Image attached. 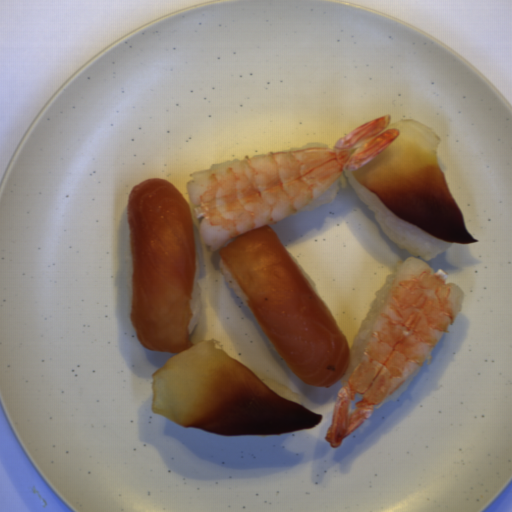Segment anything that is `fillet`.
<instances>
[{
	"label": "fillet",
	"mask_w": 512,
	"mask_h": 512,
	"mask_svg": "<svg viewBox=\"0 0 512 512\" xmlns=\"http://www.w3.org/2000/svg\"><path fill=\"white\" fill-rule=\"evenodd\" d=\"M399 135L379 155L352 170L394 215L452 244L479 242L468 231L438 162L442 139L429 126L411 119L387 125Z\"/></svg>",
	"instance_id": "3"
},
{
	"label": "fillet",
	"mask_w": 512,
	"mask_h": 512,
	"mask_svg": "<svg viewBox=\"0 0 512 512\" xmlns=\"http://www.w3.org/2000/svg\"><path fill=\"white\" fill-rule=\"evenodd\" d=\"M250 371L253 372L271 391L284 399L303 407L301 394L293 392L284 383L275 381L259 372L253 370Z\"/></svg>",
	"instance_id": "4"
},
{
	"label": "fillet",
	"mask_w": 512,
	"mask_h": 512,
	"mask_svg": "<svg viewBox=\"0 0 512 512\" xmlns=\"http://www.w3.org/2000/svg\"><path fill=\"white\" fill-rule=\"evenodd\" d=\"M130 322L143 348L176 353L151 376L152 412L224 436L294 433L323 416L272 391L217 341L192 343L197 271L191 208L162 177L129 190Z\"/></svg>",
	"instance_id": "1"
},
{
	"label": "fillet",
	"mask_w": 512,
	"mask_h": 512,
	"mask_svg": "<svg viewBox=\"0 0 512 512\" xmlns=\"http://www.w3.org/2000/svg\"><path fill=\"white\" fill-rule=\"evenodd\" d=\"M220 257L259 326L294 376L330 389L351 364L331 310L269 224L227 241Z\"/></svg>",
	"instance_id": "2"
}]
</instances>
